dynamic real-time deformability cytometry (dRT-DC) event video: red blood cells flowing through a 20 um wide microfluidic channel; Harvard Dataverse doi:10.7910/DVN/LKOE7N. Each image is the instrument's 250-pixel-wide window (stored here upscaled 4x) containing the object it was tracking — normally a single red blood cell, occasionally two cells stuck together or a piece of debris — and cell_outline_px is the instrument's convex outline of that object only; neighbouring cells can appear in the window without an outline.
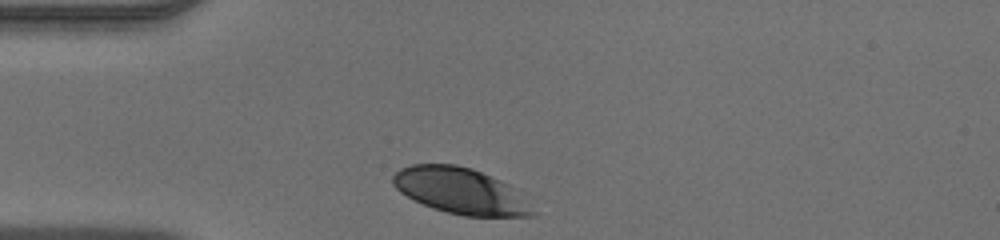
{"species": "human", "species_latin": "Homo sapiens", "temperature_condition": "warm", "stored_images_in_passage": 28, "camera_frame_rate_fps": 3000, "um_per_image_px": 0.085, "donor": {"sex": "male"}, "frame": {"image": 1, "passage_image": 1, "time_ms": 0.0, "image_size_px": [1000, 240], "cell_outline_px": [[536, 216], [464, 216], [432, 208], [400, 192], [392, 184], [392, 176], [400, 168], [412, 164], [456, 164], [472, 168], [500, 180], [508, 184], [536, 212]], "centroid_in_image_um": [39.11, 16.22], "position_along_channel_um": 45.9, "area_um2": 37.05}}
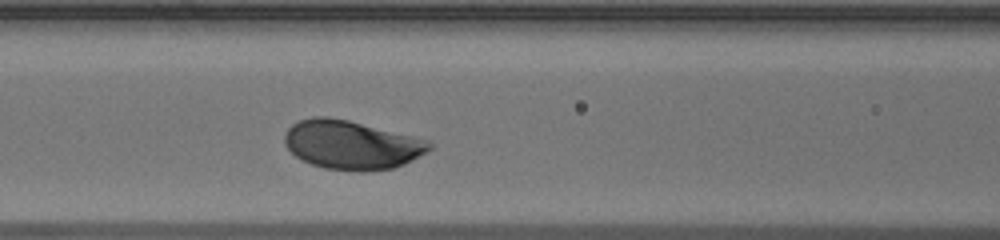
{"frame": {"image": 2, "passage_image": 9, "time_ms": 2.667, "image_size_px": [1000, 240], "cell_outline_px": [[432, 148], [428, 152], [404, 164], [392, 168], [324, 168], [312, 164], [296, 156], [284, 144], [284, 136], [288, 128], [296, 120], [312, 116], [328, 116], [348, 120], [416, 136], [428, 140], [432, 144]], "centroid_in_image_um": [29.88, 12.24], "position_along_channel_um": 136.7, "area_um2": 40.52}}
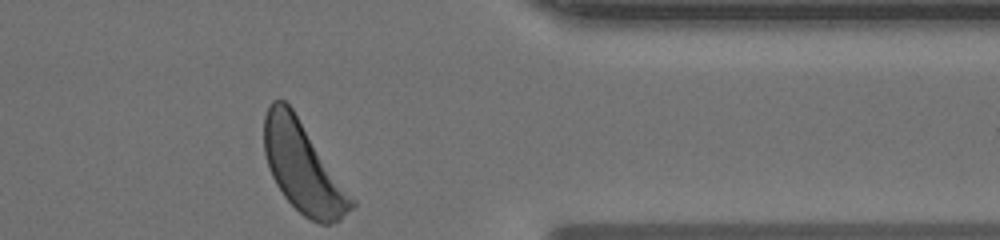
{"frame": {"image": 3, "passage_image": 28, "time_ms": 9.0, "image_size_px": [1000, 240], "cell_outline_px": [[356, 208], [340, 220], [328, 224], [320, 224], [304, 216], [284, 196], [276, 184], [268, 168], [264, 152], [264, 116], [268, 104], [272, 100], [284, 100], [292, 108], [356, 200]], "centroid_in_image_um": [25.77, 14.25], "position_along_channel_um": 385.6, "area_um2": 45.89}}